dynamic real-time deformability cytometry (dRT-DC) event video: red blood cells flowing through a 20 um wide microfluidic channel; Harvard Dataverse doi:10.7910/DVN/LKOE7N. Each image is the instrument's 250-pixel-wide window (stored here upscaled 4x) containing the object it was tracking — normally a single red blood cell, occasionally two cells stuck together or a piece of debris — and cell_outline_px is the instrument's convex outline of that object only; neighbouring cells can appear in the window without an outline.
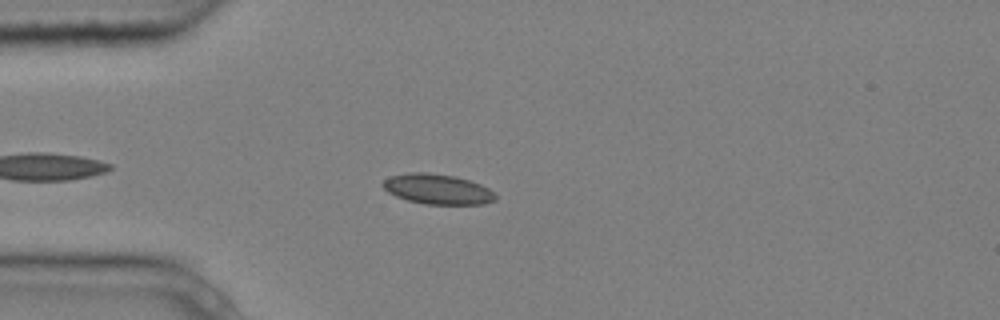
{"species": "common noctule bat (a hibernating species)", "species_latin": "Nyctalus noctula", "temperature_condition": "cold", "stored_images_in_passage": 5, "camera_frame_rate_fps": 3000, "um_per_image_px": 0.085, "animal": {"sex": "male", "body_mass_g": 20.4}, "frame": {"image": 1, "passage_image": 5, "time_ms": 1.333, "image_size_px": [1000, 320], "cell_outline_px": [[496, 200], [484, 204], [424, 204], [408, 200], [396, 196], [388, 192], [380, 184], [388, 176], [408, 172], [428, 172], [456, 176], [480, 184], [488, 188], [496, 196]], "centroid_in_image_um": [37.15, 16.06], "position_along_channel_um": 47.8, "area_um2": 19.88}}